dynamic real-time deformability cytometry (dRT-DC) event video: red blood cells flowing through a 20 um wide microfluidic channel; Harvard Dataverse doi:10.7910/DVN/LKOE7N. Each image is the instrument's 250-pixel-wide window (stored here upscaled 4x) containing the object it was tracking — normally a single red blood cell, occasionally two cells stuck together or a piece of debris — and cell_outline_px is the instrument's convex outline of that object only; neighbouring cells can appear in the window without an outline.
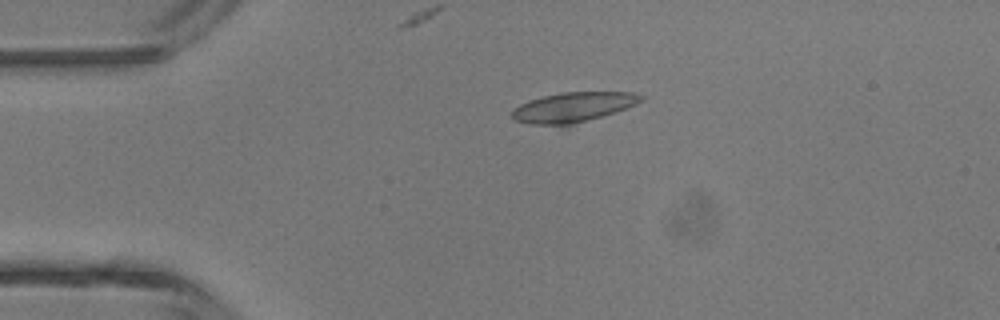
{"species": "common noctule bat (a hibernating species)", "species_latin": "Nyctalus noctula", "temperature_condition": "room temperature", "stored_images_in_passage": 29, "camera_frame_rate_fps": 3000, "um_per_image_px": 0.085, "animal": {"sex": "male", "body_mass_g": 13.3}, "frame": {"image": 1, "passage_image": 1, "time_ms": 0.0, "image_size_px": [1000, 320], "cell_outline_px": [[644, 100], [636, 104], [616, 112], [568, 128], [532, 124], [516, 120], [512, 116], [512, 108], [528, 100], [560, 92], [632, 92], [644, 96]], "centroid_in_image_um": [48.71, 9.15], "position_along_channel_um": 36.3, "area_um2": 23.18}}
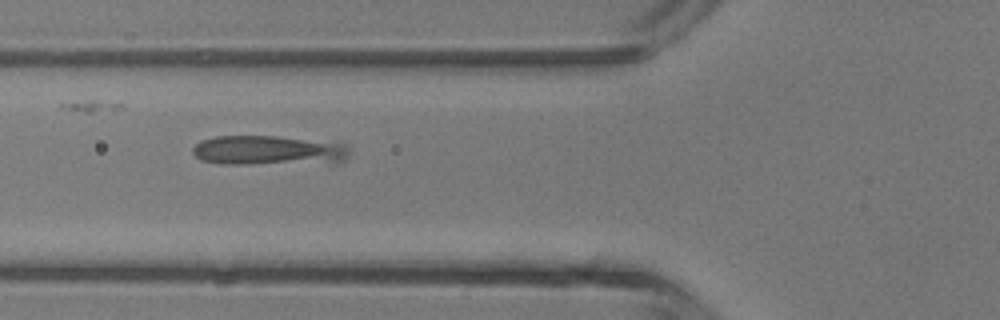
{"frame": {"image": 2, "passage_image": 8, "time_ms": 2.333, "image_size_px": [1000, 320], "cell_outline_px": [[352, 152], [344, 160], [336, 164], [220, 164], [200, 160], [192, 152], [192, 148], [200, 140], [216, 136], [276, 136], [348, 144]], "centroid_in_image_um": [22.9, 12.81], "position_along_channel_um": 102.9, "area_um2": 27.92}}